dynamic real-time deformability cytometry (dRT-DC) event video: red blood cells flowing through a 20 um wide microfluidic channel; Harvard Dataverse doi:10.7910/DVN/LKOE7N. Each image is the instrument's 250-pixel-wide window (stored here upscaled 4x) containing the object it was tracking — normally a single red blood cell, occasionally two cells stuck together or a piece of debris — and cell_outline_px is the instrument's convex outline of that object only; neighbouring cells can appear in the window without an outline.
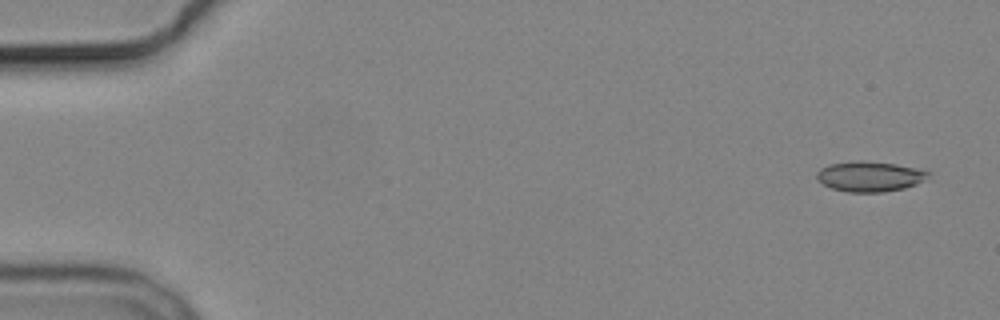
{"species": "common noctule bat (a hibernating species)", "species_latin": "Nyctalus noctula", "temperature_condition": "cold", "stored_images_in_passage": 5, "camera_frame_rate_fps": 3000, "um_per_image_px": 0.085, "animal": {"sex": "male", "body_mass_g": 19.2, "forearm_length_mm": 51.8}, "frame": {"image": 1, "passage_image": 1, "time_ms": 0.0, "image_size_px": [1000, 320], "cell_outline_px": [[932, 172], [928, 180], [904, 188], [884, 192], [848, 192], [832, 188], [824, 184], [816, 176], [816, 172], [820, 168], [828, 164], [860, 160], [896, 164]], "centroid_in_image_um": [73.96, 14.99], "position_along_channel_um": 11.0, "area_um2": 19.71}}